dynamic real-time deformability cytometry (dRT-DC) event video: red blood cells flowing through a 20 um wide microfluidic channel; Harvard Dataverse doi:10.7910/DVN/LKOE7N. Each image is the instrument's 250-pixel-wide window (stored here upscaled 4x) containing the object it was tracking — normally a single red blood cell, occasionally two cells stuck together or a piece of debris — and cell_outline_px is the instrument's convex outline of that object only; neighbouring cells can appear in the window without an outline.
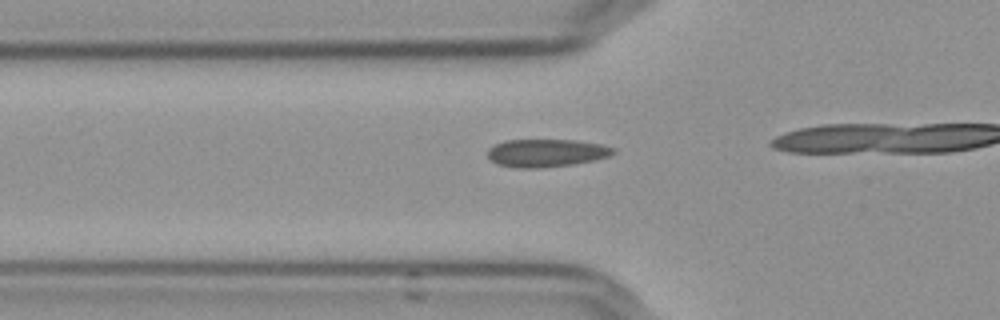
{"species": "Egyptian fruit bat (a non-hibernating species)", "species_latin": "Rousettus aegyptiacus", "temperature_condition": "cold", "stored_images_in_passage": 19, "camera_frame_rate_fps": 3000, "um_per_image_px": 0.085, "frame": {"image": 1, "passage_image": 15, "time_ms": 4.667, "image_size_px": [1000, 320], "cell_outline_px": [[616, 152], [608, 156], [592, 160], [572, 164], [540, 168], [516, 168], [500, 164], [492, 160], [488, 156], [488, 148], [504, 140], [576, 140], [600, 144], [616, 148]], "centroid_in_image_um": [46.44, 12.99], "position_along_channel_um": 79.4, "area_um2": 20.23}}
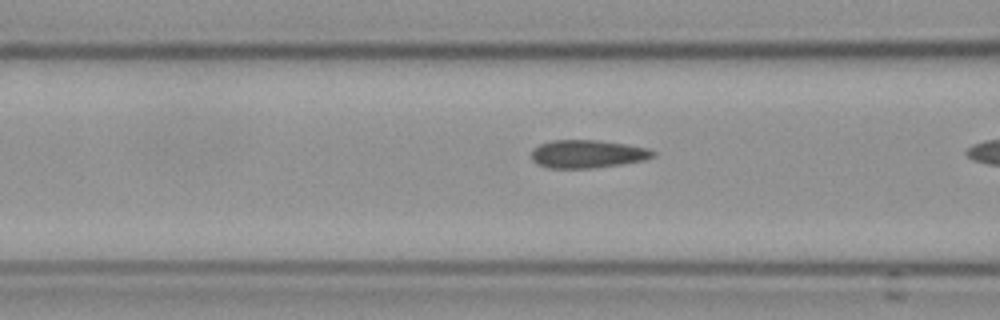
{"frame": {"image": 2, "passage_image": 18, "time_ms": 5.667, "image_size_px": [1000, 320], "cell_outline_px": [[656, 156], [644, 160], [620, 164], [592, 168], [548, 168], [532, 160], [532, 148], [540, 144], [552, 140], [600, 140], [628, 144], [648, 148], [656, 152]], "centroid_in_image_um": [49.96, 13.07], "position_along_channel_um": 116.6, "area_um2": 19.94}}